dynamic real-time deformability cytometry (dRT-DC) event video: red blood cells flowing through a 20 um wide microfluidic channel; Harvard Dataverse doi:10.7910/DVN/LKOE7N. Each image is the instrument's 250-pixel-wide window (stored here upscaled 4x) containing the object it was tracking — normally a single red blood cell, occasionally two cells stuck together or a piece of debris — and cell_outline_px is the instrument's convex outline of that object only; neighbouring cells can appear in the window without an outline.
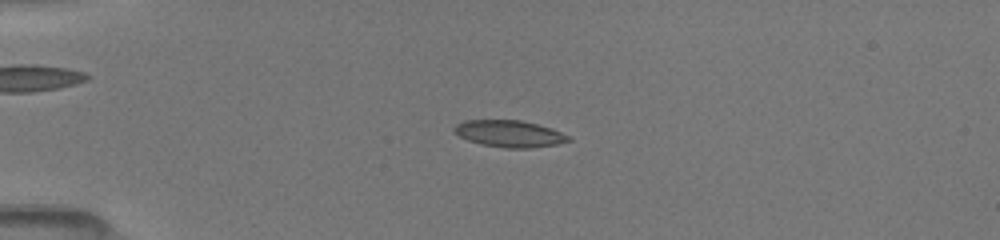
{"species": "common noctule bat (a hibernating species)", "species_latin": "Nyctalus noctula", "temperature_condition": "room temperature", "stored_images_in_passage": 52, "camera_frame_rate_fps": 3000, "um_per_image_px": 0.085, "animal": {"sex": "female", "body_mass_g": 19.5, "forearm_length_mm": 54.1}, "frame": {"image": 1, "passage_image": 14, "time_ms": 4.333, "image_size_px": [1000, 240], "cell_outline_px": [[572, 140], [556, 144], [528, 148], [504, 148], [480, 144], [468, 140], [460, 136], [452, 128], [456, 124], [464, 120], [520, 120], [552, 128], [568, 136]], "centroid_in_image_um": [43.27, 11.36], "position_along_channel_um": 41.7, "area_um2": 17.69}}
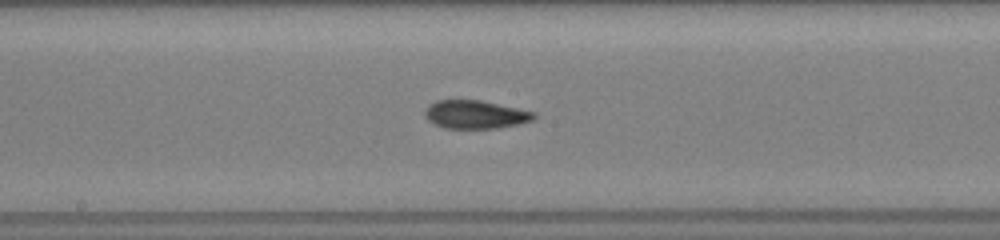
{"frame": {"image": 2, "passage_image": 29, "time_ms": 9.333, "image_size_px": [1000, 240], "cell_outline_px": [[536, 116], [532, 120], [516, 124], [496, 128], [444, 128], [432, 124], [424, 116], [424, 112], [428, 104], [436, 100], [480, 100], [536, 112]], "centroid_in_image_um": [40.35, 9.73], "position_along_channel_um": 207.9, "area_um2": 17.98}}
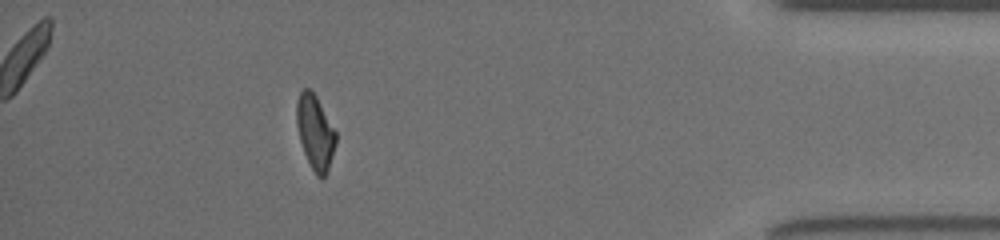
{"frame": {"image": 3, "passage_image": 47, "time_ms": 15.333, "image_size_px": [1000, 240], "cell_outline_px": [[336, 144], [328, 172], [324, 176], [316, 176], [304, 152], [300, 140], [296, 124], [296, 100], [300, 92], [304, 88], [308, 88], [316, 96], [336, 132]], "centroid_in_image_um": [26.78, 11.23], "position_along_channel_um": 408.4, "area_um2": 16.88}, "authors_computed_cell_mechanics": {"area_um2": 17.8313, "velocity_mm_per_s": 4.0717, "shape_relaxation_time_tau1_ms": 8.5621, "shape_relaxation_time_tau2_ms": 2.1111, "deformation_change_tau1": 0.2401, "deformation_change_tau2": 0.0718}}